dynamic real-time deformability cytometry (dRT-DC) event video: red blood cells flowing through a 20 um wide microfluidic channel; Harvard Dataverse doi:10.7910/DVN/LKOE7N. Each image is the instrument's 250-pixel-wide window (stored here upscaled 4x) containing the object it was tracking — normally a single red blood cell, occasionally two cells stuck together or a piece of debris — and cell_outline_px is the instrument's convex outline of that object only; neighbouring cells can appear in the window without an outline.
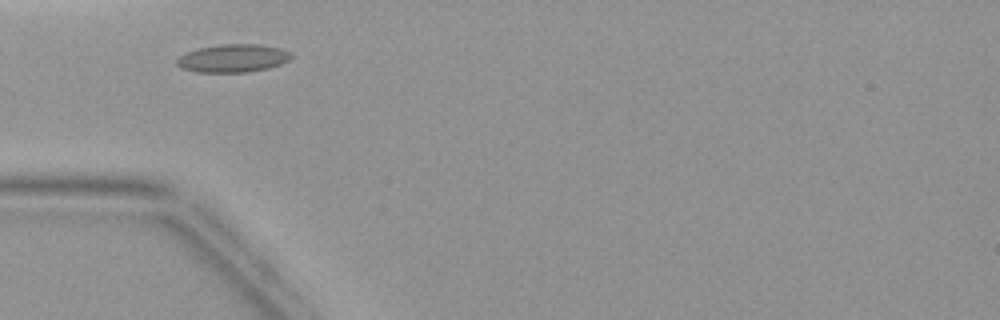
{"species": "common noctule bat (a hibernating species)", "species_latin": "Nyctalus noctula", "temperature_condition": "warm", "stored_images_in_passage": 3, "camera_frame_rate_fps": 3000, "um_per_image_px": 0.085, "animal": {"sex": "female", "body_mass_g": 19.9}, "frame": {"image": 1, "passage_image": 2, "time_ms": 1.333, "image_size_px": [1000, 320], "cell_outline_px": [[292, 56], [288, 60], [280, 64], [268, 68], [248, 72], [196, 72], [180, 68], [176, 64], [176, 60], [184, 52], [196, 48], [220, 44], [260, 44], [280, 48], [288, 52]], "centroid_in_image_um": [19.74, 4.95], "position_along_channel_um": 65.3, "area_um2": 18.79}}
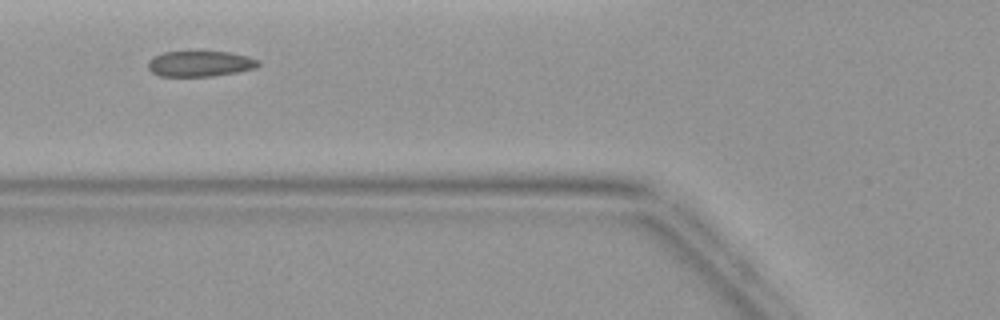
{"frame": {"image": 2, "passage_image": 3, "time_ms": 2.333, "image_size_px": [1000, 320], "cell_outline_px": [[260, 64], [256, 68], [236, 72], [212, 76], [160, 76], [152, 72], [148, 68], [148, 60], [152, 56], [164, 52], [188, 48], [232, 52], [248, 56], [260, 60]], "centroid_in_image_um": [16.99, 5.35], "position_along_channel_um": 108.8, "area_um2": 17.51}}